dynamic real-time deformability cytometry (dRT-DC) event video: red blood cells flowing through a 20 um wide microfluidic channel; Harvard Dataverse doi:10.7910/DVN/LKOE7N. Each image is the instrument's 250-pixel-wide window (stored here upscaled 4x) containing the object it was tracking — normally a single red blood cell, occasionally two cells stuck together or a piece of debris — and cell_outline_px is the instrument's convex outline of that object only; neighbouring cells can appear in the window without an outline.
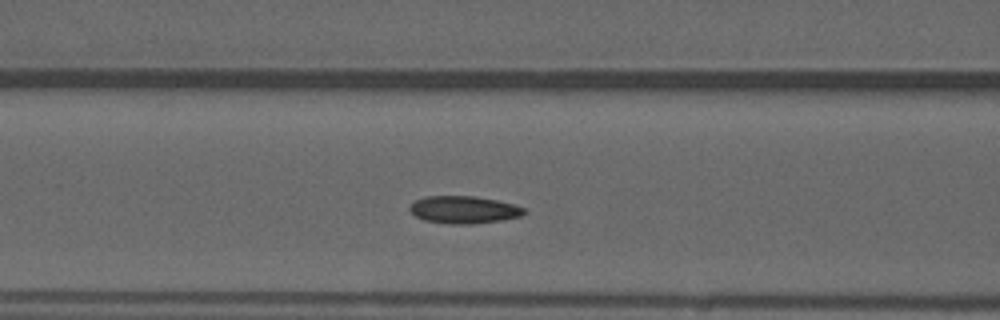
{"species": "common noctule bat (a hibernating species)", "species_latin": "Nyctalus noctula", "temperature_condition": "warm", "stored_images_in_passage": 33, "camera_frame_rate_fps": 3000, "um_per_image_px": 0.085, "animal": {"sex": "male", "forearm_length_mm": 52.5}, "frame": {"image": 1, "passage_image": 6, "time_ms": 1.667, "image_size_px": [1000, 320], "cell_outline_px": [[528, 212], [520, 216], [500, 220], [472, 224], [452, 224], [424, 220], [416, 216], [408, 208], [416, 200], [424, 196], [476, 196], [496, 200], [512, 204], [524, 208]], "centroid_in_image_um": [39.42, 17.82], "position_along_channel_um": 127.2, "area_um2": 18.15}, "authors_computed_cell_mechanics": {"area_um2": 17.8024, "velocity_mm_per_s": 3.8348, "shape_relaxation_time_tau1_ms": 4.6648, "shape_relaxation_time_tau2_ms": 2.3948, "deformation_change_tau1": 0.1317, "deformation_change_tau2": 0.0659}}